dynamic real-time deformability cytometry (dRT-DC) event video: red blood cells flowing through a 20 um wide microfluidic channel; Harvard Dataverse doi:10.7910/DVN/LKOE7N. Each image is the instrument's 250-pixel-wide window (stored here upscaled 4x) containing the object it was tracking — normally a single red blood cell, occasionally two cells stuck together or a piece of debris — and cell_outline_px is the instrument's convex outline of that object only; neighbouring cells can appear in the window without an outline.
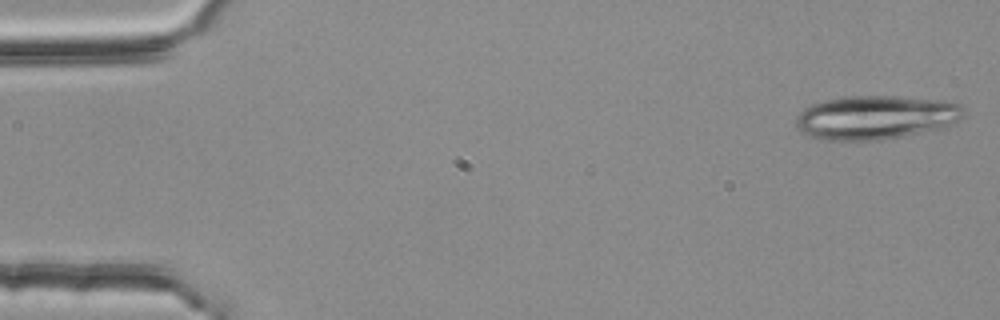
{"species": "common noctule bat (a hibernating species)", "species_latin": "Nyctalus noctula", "temperature_condition": "room temperature", "stored_images_in_passage": 53, "camera_frame_rate_fps": 3000, "um_per_image_px": 0.085, "animal": {"sex": "female", "body_mass_g": 25.1}, "frame": {"image": 1, "passage_image": 1, "time_ms": 0.0, "image_size_px": [1000, 320], "cell_outline_px": [[964, 116], [944, 128], [904, 136], [880, 140], [820, 140], [808, 136], [800, 132], [796, 128], [796, 116], [804, 108], [812, 104], [824, 100], [844, 96], [896, 96], [944, 100], [956, 104], [964, 112]], "centroid_in_image_um": [74.38, 9.99], "position_along_channel_um": 10.6, "area_um2": 43.12}}
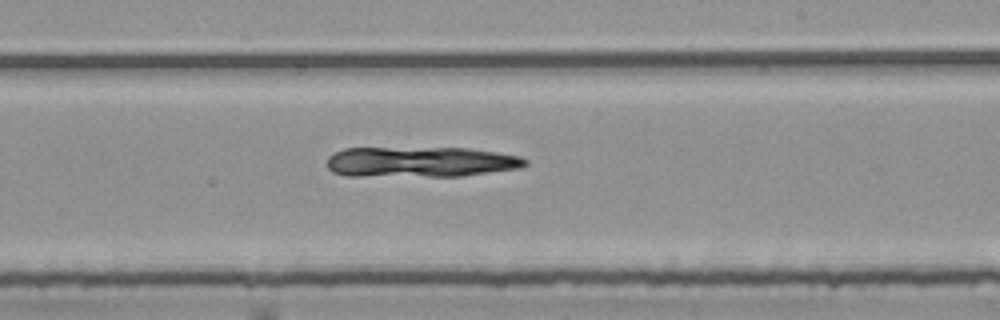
{"frame": {"image": 2, "passage_image": 31, "time_ms": 10.0, "image_size_px": [1000, 320], "cell_outline_px": [[528, 164], [520, 168], [464, 176], [348, 176], [332, 172], [328, 168], [328, 156], [344, 148], [468, 148], [496, 152], [520, 156], [528, 160]], "centroid_in_image_um": [35.76, 13.77], "position_along_channel_um": 253.2, "area_um2": 35.37}}
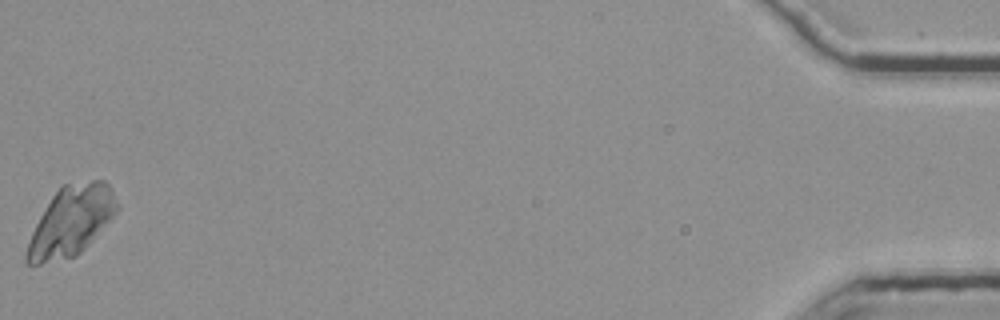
{"frame": {"image": 3, "passage_image": 53, "time_ms": 17.333, "image_size_px": [1000, 320], "cell_outline_px": [[116, 212], [92, 240], [76, 256], [40, 264], [28, 264], [24, 256], [32, 232], [40, 216], [52, 196], [64, 184], [92, 180], [104, 180], [108, 184], [116, 200]], "centroid_in_image_um": [6.01, 18.8], "position_along_channel_um": 429.2, "area_um2": 35.72}}